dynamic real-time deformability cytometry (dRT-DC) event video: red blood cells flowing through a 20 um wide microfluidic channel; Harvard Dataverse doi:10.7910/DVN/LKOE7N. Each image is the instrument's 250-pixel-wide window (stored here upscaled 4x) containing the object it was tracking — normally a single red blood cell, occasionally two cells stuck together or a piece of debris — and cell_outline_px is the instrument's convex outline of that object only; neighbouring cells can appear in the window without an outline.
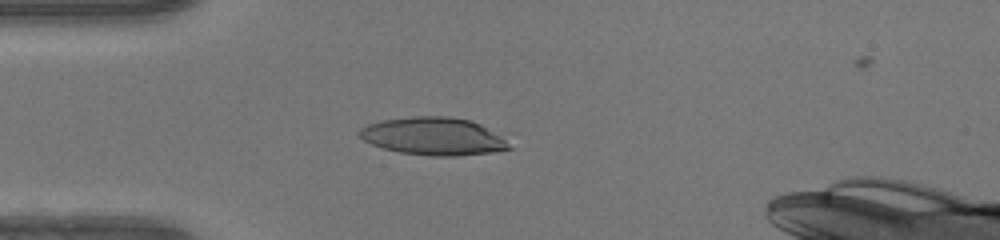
{"species": "human", "species_latin": "Homo sapiens", "temperature_condition": "warm", "stored_images_in_passage": 37, "camera_frame_rate_fps": 3000, "um_per_image_px": 0.085, "donor": {"sex": "female"}, "frame": {"image": 1, "passage_image": 1, "time_ms": 0.0, "image_size_px": [1000, 240], "cell_outline_px": [[512, 148], [492, 152], [456, 156], [432, 156], [400, 152], [384, 148], [372, 144], [364, 140], [356, 132], [360, 128], [368, 124], [384, 120], [412, 116], [448, 116], [472, 120], [480, 124], [500, 136]], "centroid_in_image_um": [36.81, 11.58], "position_along_channel_um": 48.2, "area_um2": 32.66}}
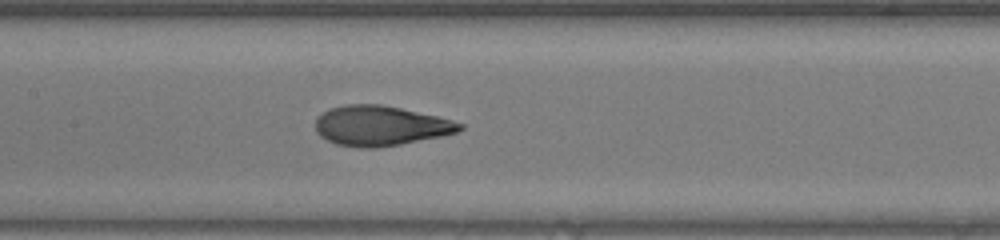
{"frame": {"image": 2, "passage_image": 11, "time_ms": 3.333, "image_size_px": [1000, 240], "cell_outline_px": [[464, 128], [456, 132], [440, 136], [400, 144], [372, 148], [360, 148], [336, 144], [320, 136], [316, 132], [316, 116], [328, 108], [344, 104], [380, 104], [400, 108], [436, 116], [452, 120], [464, 124]], "centroid_in_image_um": [32.29, 10.68], "position_along_channel_um": 175.1, "area_um2": 33.52}}
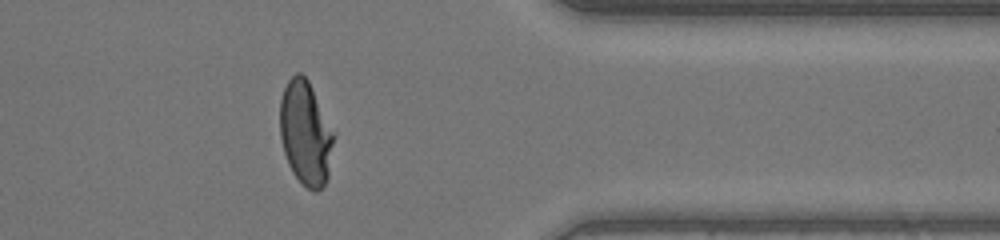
{"frame": {"image": 3, "passage_image": 27, "time_ms": 8.667, "image_size_px": [1000, 240], "cell_outline_px": [[336, 132], [328, 176], [324, 184], [316, 192], [312, 192], [292, 172], [288, 164], [284, 152], [280, 136], [280, 100], [284, 88], [288, 80], [296, 72], [300, 72], [308, 80]], "centroid_in_image_um": [26.0, 11.3], "position_along_channel_um": 385.4, "area_um2": 32.95}}